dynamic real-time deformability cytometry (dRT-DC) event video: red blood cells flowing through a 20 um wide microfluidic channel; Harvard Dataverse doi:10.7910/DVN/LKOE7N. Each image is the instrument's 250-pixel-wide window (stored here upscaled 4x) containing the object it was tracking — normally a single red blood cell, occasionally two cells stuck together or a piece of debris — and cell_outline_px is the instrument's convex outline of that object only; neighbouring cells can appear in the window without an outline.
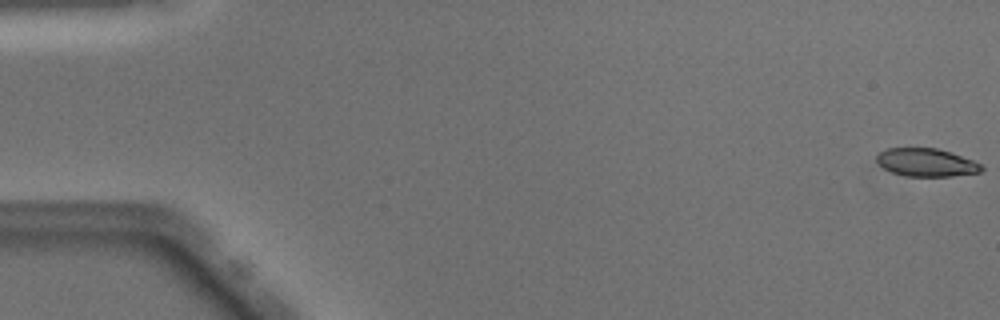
{"species": "Egyptian fruit bat (a non-hibernating species)", "species_latin": "Rousettus aegyptiacus", "temperature_condition": "warm", "stored_images_in_passage": 49, "camera_frame_rate_fps": 3000, "um_per_image_px": 0.085, "animal": {"sex": "male"}, "frame": {"image": 1, "passage_image": 1, "time_ms": 0.0, "image_size_px": [1000, 320], "cell_outline_px": [[984, 168], [980, 172], [952, 176], [908, 176], [892, 172], [884, 168], [876, 160], [876, 156], [880, 152], [888, 148], [936, 148], [952, 152], [972, 160], [980, 164]], "centroid_in_image_um": [78.75, 13.8], "position_along_channel_um": 6.3, "area_um2": 16.99}}
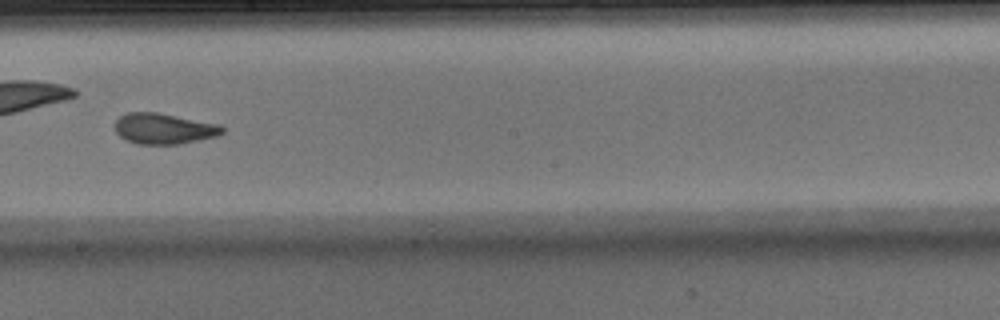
{"frame": {"image": 2, "passage_image": 29, "time_ms": 9.333, "image_size_px": [1000, 320], "cell_outline_px": [[224, 132], [216, 136], [200, 140], [180, 144], [136, 144], [120, 136], [116, 132], [116, 120], [120, 116], [128, 112], [156, 112], [220, 124], [224, 128]], "centroid_in_image_um": [13.95, 10.93], "position_along_channel_um": 234.3, "area_um2": 19.19}}
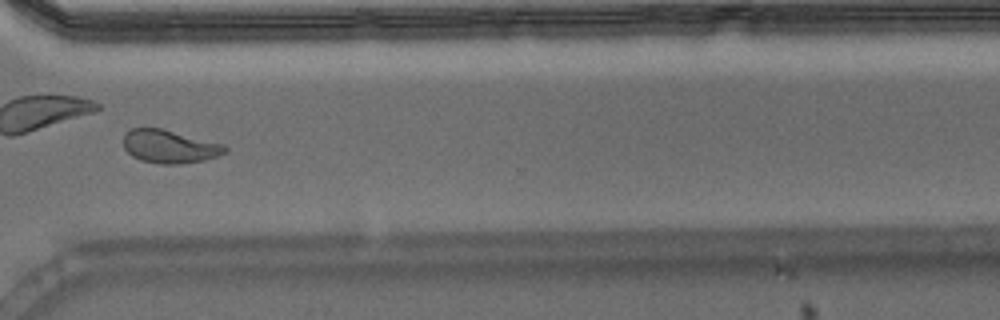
{"frame": {"image": 3, "passage_image": 38, "time_ms": 12.333, "image_size_px": [1000, 320], "cell_outline_px": [[228, 152], [204, 160], [180, 164], [160, 164], [140, 160], [132, 156], [124, 148], [120, 140], [124, 132], [132, 128], [164, 128], [224, 144], [228, 148]], "centroid_in_image_um": [14.37, 12.44], "position_along_channel_um": 356.2, "area_um2": 20.11}, "authors_computed_cell_mechanics": {"area_um2": 19.2474, "velocity_mm_per_s": 4.0676, "shape_relaxation_time_tau1_ms": 4.8889, "shape_relaxation_time_tau2_ms": 1.1604, "deformation_change_tau1": 0.1724, "deformation_change_tau2": 0.0726}}